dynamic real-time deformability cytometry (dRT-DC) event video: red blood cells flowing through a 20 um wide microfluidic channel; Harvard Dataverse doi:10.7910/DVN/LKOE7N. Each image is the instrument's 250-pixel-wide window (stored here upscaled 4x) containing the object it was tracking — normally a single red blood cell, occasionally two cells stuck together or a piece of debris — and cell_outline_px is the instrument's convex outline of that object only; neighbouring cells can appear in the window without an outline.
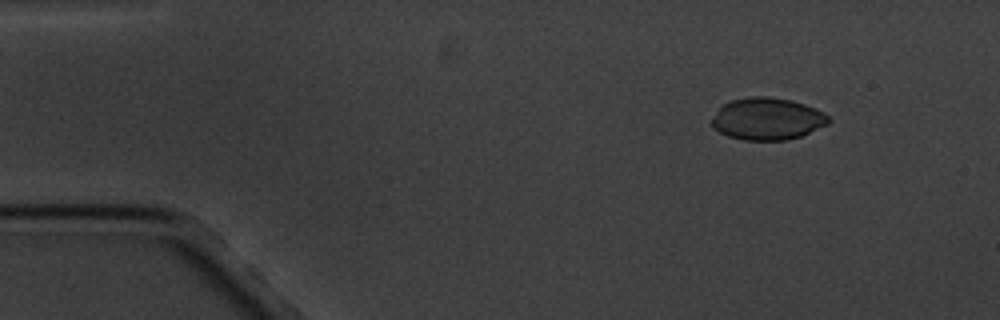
{"species": "common noctule bat (a hibernating species)", "species_latin": "Nyctalus noctula", "temperature_condition": "cold", "stored_images_in_passage": 4, "camera_frame_rate_fps": 3000, "um_per_image_px": 0.085, "animal": {"sex": "male", "body_mass_g": 20.1, "forearm_length_mm": 53.5}, "frame": {"image": 1, "passage_image": 2, "time_ms": 1.0, "image_size_px": [1000, 320], "cell_outline_px": [[832, 120], [828, 124], [800, 136], [788, 140], [744, 140], [728, 136], [712, 128], [712, 116], [724, 104], [732, 100], [748, 96], [768, 96], [792, 100], [816, 108], [824, 112]], "centroid_in_image_um": [65.23, 10.09], "position_along_channel_um": 19.8, "area_um2": 28.78}}
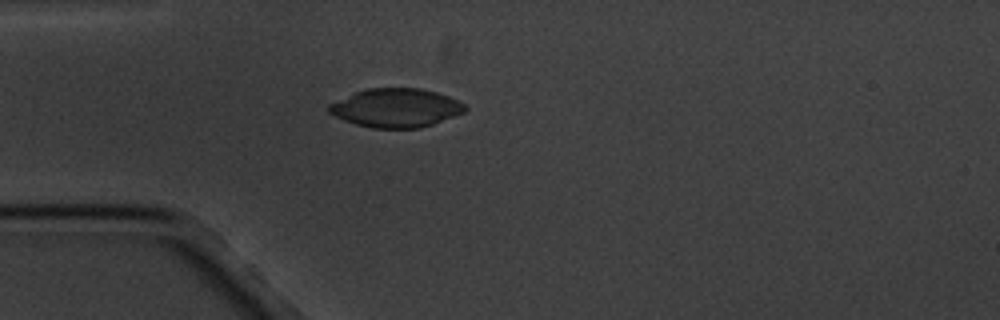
{"frame": {"image": 2, "passage_image": 4, "time_ms": 4.0, "image_size_px": [1000, 320], "cell_outline_px": [[468, 108], [464, 112], [432, 124], [420, 128], [372, 128], [356, 124], [344, 120], [328, 112], [328, 104], [356, 92], [368, 88], [420, 88], [436, 92], [448, 96], [464, 104]], "centroid_in_image_um": [33.65, 9.17], "position_along_channel_um": 51.4, "area_um2": 30.46}}